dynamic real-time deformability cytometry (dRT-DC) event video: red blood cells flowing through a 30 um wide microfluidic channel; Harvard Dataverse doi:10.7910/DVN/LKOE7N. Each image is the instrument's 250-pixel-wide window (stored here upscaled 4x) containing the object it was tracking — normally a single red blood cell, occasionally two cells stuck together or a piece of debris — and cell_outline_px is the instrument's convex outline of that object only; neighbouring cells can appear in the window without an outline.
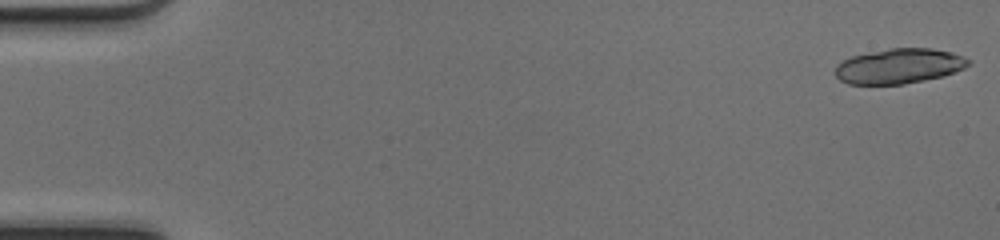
{"species": "common noctule bat (a hibernating species)", "species_latin": "Nyctalus noctula", "temperature_condition": "cold", "stored_images_in_passage": 19, "camera_frame_rate_fps": 3000, "um_per_image_px": 0.085, "animal": {"sex": "female", "body_mass_g": 17.0, "forearm_length_mm": 48.0}, "frame": {"image": 1, "passage_image": 1, "time_ms": 0.0, "image_size_px": [1000, 240], "cell_outline_px": [[972, 64], [964, 68], [944, 76], [904, 84], [848, 84], [840, 80], [836, 76], [836, 64], [852, 56], [888, 48], [932, 48], [952, 52], [964, 56], [972, 60]], "centroid_in_image_um": [76.47, 5.61], "position_along_channel_um": 8.5, "area_um2": 27.34}}
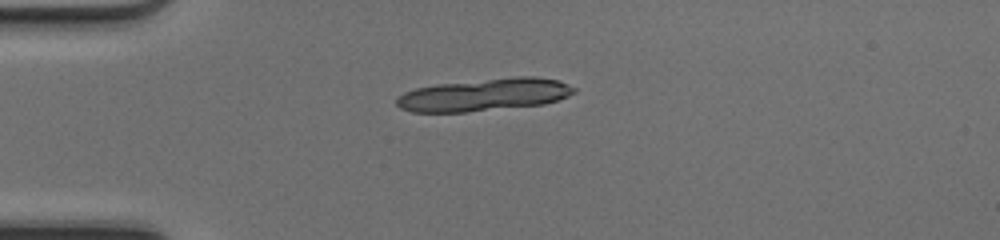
{"frame": {"image": 2, "passage_image": 13, "time_ms": 4.0, "image_size_px": [1000, 240], "cell_outline_px": [[576, 92], [568, 96], [544, 104], [464, 112], [412, 112], [400, 108], [396, 104], [396, 96], [404, 92], [416, 88], [436, 84], [516, 76], [536, 76], [560, 80], [576, 88]], "centroid_in_image_um": [41.17, 8.04], "position_along_channel_um": 43.8, "area_um2": 33.76}}